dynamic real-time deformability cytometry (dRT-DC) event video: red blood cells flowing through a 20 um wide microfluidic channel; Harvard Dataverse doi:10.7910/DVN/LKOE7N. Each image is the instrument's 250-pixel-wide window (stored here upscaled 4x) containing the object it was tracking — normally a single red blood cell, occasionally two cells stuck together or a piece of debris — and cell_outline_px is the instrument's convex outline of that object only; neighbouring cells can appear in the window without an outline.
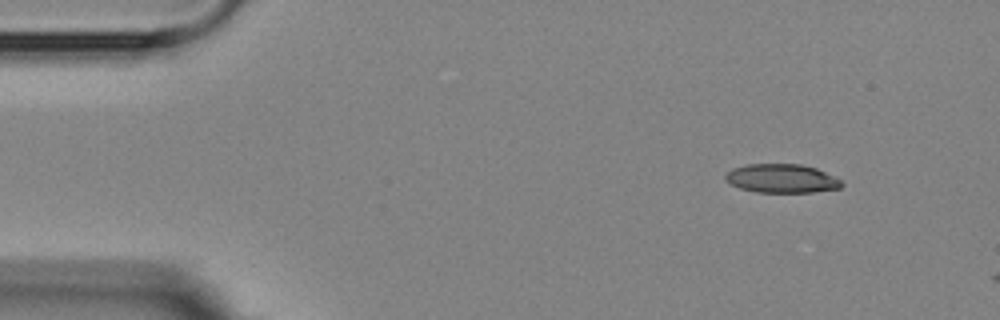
{"species": "Egyptian fruit bat (a non-hibernating species)", "species_latin": "Rousettus aegyptiacus", "temperature_condition": "room temperature", "stored_images_in_passage": 2, "camera_frame_rate_fps": 3000, "um_per_image_px": 0.085, "animal": {"sex": "female"}, "frame": {"image": 1, "passage_image": 1, "time_ms": 0.0, "image_size_px": [1000, 320], "cell_outline_px": [[844, 184], [840, 188], [812, 192], [756, 192], [740, 188], [732, 184], [724, 176], [732, 168], [744, 164], [800, 164], [816, 168], [840, 180]], "centroid_in_image_um": [66.44, 15.16], "position_along_channel_um": 18.6, "area_um2": 19.31}}